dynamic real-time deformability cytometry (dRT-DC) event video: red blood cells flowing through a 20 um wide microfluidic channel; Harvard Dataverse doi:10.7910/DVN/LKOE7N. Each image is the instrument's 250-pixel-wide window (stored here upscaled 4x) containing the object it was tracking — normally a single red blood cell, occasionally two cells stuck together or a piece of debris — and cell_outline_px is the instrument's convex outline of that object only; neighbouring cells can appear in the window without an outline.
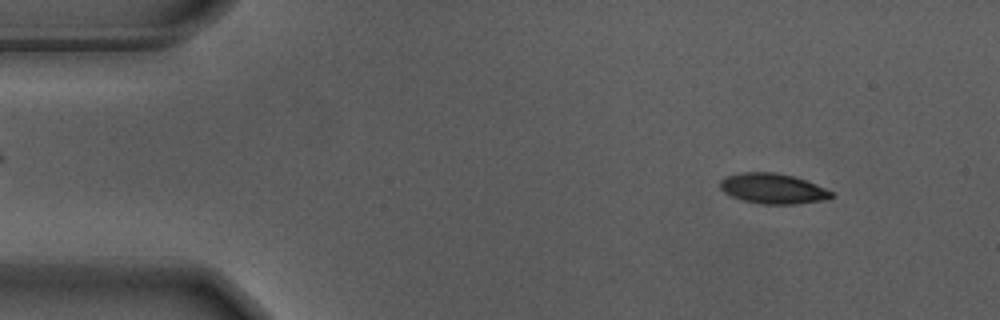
{"species": "Egyptian fruit bat (a non-hibernating species)", "species_latin": "Rousettus aegyptiacus", "temperature_condition": "warm", "stored_images_in_passage": 55, "camera_frame_rate_fps": 3000, "um_per_image_px": 0.085, "animal": {"sex": "male"}, "frame": {"image": 1, "passage_image": 6, "time_ms": 1.667, "image_size_px": [1000, 320], "cell_outline_px": [[832, 196], [820, 200], [792, 204], [764, 204], [744, 200], [732, 196], [724, 192], [720, 188], [720, 180], [728, 176], [740, 172], [776, 172], [792, 176], [816, 184], [832, 192]], "centroid_in_image_um": [65.64, 16.01], "position_along_channel_um": 19.4, "area_um2": 19.19}}
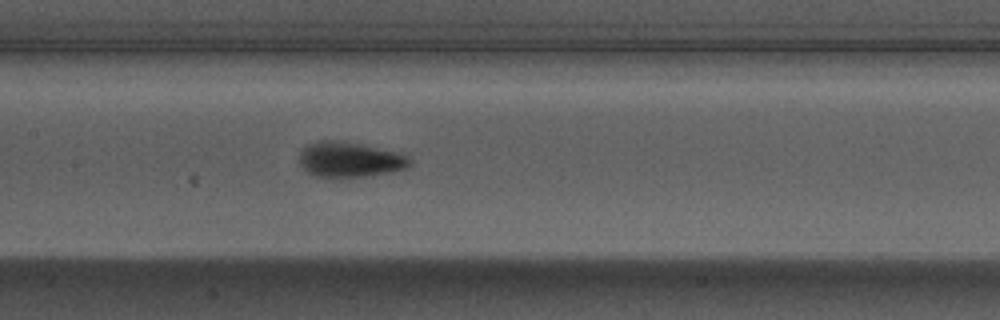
{"frame": {"image": 2, "passage_image": 26, "time_ms": 8.333, "image_size_px": [1000, 320], "cell_outline_px": [[412, 164], [408, 168], [392, 172], [340, 180], [328, 180], [316, 176], [308, 172], [300, 164], [300, 152], [308, 144], [316, 140], [328, 140], [356, 144], [400, 152], [408, 156], [412, 160]], "centroid_in_image_um": [29.74, 13.62], "position_along_channel_um": 177.7, "area_um2": 23.24}}
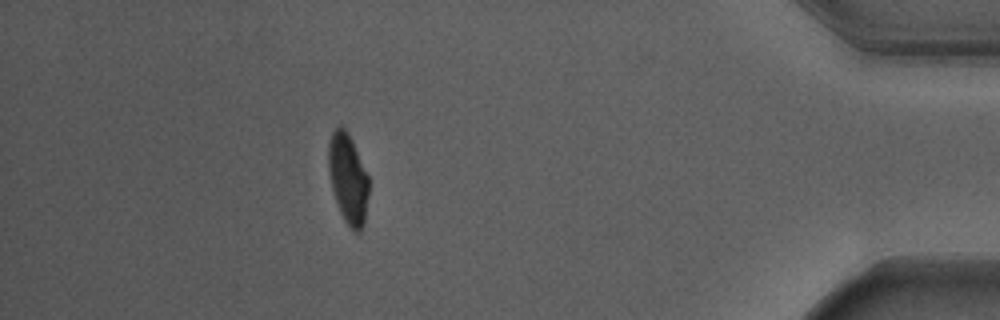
{"frame": {"image": 3, "passage_image": 49, "time_ms": 16.0, "image_size_px": [1000, 320], "cell_outline_px": [[368, 196], [364, 224], [360, 232], [352, 232], [344, 220], [340, 212], [332, 188], [328, 168], [328, 144], [332, 132], [340, 124], [348, 132], [352, 140], [368, 176]], "centroid_in_image_um": [29.58, 15.2], "position_along_channel_um": 405.6, "area_um2": 21.1}, "authors_computed_cell_mechanics": {"area_um2": 21.2126, "velocity_mm_per_s": 3.686, "shape_relaxation_time_tau1_ms": 2.5337, "shape_relaxation_time_tau2_ms": 0.9809, "deformation_change_tau1": 0.1633, "deformation_change_tau2": 0.0417}}